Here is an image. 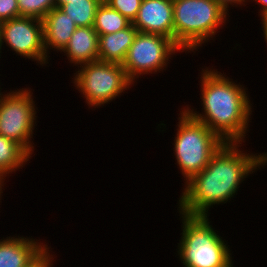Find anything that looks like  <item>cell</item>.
<instances>
[{
  "instance_id": "1",
  "label": "cell",
  "mask_w": 267,
  "mask_h": 267,
  "mask_svg": "<svg viewBox=\"0 0 267 267\" xmlns=\"http://www.w3.org/2000/svg\"><path fill=\"white\" fill-rule=\"evenodd\" d=\"M241 147L240 142H225L208 165L182 185L177 212L209 216L210 208L230 202L245 178L267 165V152L247 153Z\"/></svg>"
},
{
  "instance_id": "2",
  "label": "cell",
  "mask_w": 267,
  "mask_h": 267,
  "mask_svg": "<svg viewBox=\"0 0 267 267\" xmlns=\"http://www.w3.org/2000/svg\"><path fill=\"white\" fill-rule=\"evenodd\" d=\"M198 74L202 112L193 109L191 104L182 108L224 142L245 143L254 109L247 88L213 66L203 67Z\"/></svg>"
},
{
  "instance_id": "3",
  "label": "cell",
  "mask_w": 267,
  "mask_h": 267,
  "mask_svg": "<svg viewBox=\"0 0 267 267\" xmlns=\"http://www.w3.org/2000/svg\"><path fill=\"white\" fill-rule=\"evenodd\" d=\"M178 216L182 232L175 254L183 267H235L228 240L215 230L209 216L180 212Z\"/></svg>"
},
{
  "instance_id": "4",
  "label": "cell",
  "mask_w": 267,
  "mask_h": 267,
  "mask_svg": "<svg viewBox=\"0 0 267 267\" xmlns=\"http://www.w3.org/2000/svg\"><path fill=\"white\" fill-rule=\"evenodd\" d=\"M174 42L185 52L198 51L215 40L229 17L213 0H172Z\"/></svg>"
},
{
  "instance_id": "5",
  "label": "cell",
  "mask_w": 267,
  "mask_h": 267,
  "mask_svg": "<svg viewBox=\"0 0 267 267\" xmlns=\"http://www.w3.org/2000/svg\"><path fill=\"white\" fill-rule=\"evenodd\" d=\"M177 123L172 143L173 156L185 184L208 165L212 156L225 142L204 123L192 118L183 108L180 109Z\"/></svg>"
},
{
  "instance_id": "6",
  "label": "cell",
  "mask_w": 267,
  "mask_h": 267,
  "mask_svg": "<svg viewBox=\"0 0 267 267\" xmlns=\"http://www.w3.org/2000/svg\"><path fill=\"white\" fill-rule=\"evenodd\" d=\"M77 68L73 73L72 83L91 110L110 104L135 86L121 64L98 60Z\"/></svg>"
},
{
  "instance_id": "7",
  "label": "cell",
  "mask_w": 267,
  "mask_h": 267,
  "mask_svg": "<svg viewBox=\"0 0 267 267\" xmlns=\"http://www.w3.org/2000/svg\"><path fill=\"white\" fill-rule=\"evenodd\" d=\"M33 94L30 87L0 93V135L20 144L32 157L38 116Z\"/></svg>"
},
{
  "instance_id": "8",
  "label": "cell",
  "mask_w": 267,
  "mask_h": 267,
  "mask_svg": "<svg viewBox=\"0 0 267 267\" xmlns=\"http://www.w3.org/2000/svg\"><path fill=\"white\" fill-rule=\"evenodd\" d=\"M178 52L184 51L172 39L160 34L138 32L122 66L128 78L136 84L141 75L166 71L171 62L169 59Z\"/></svg>"
},
{
  "instance_id": "9",
  "label": "cell",
  "mask_w": 267,
  "mask_h": 267,
  "mask_svg": "<svg viewBox=\"0 0 267 267\" xmlns=\"http://www.w3.org/2000/svg\"><path fill=\"white\" fill-rule=\"evenodd\" d=\"M4 45L16 56L36 61L42 68L51 60L44 48L43 22L37 18L20 16L3 22L0 58Z\"/></svg>"
},
{
  "instance_id": "10",
  "label": "cell",
  "mask_w": 267,
  "mask_h": 267,
  "mask_svg": "<svg viewBox=\"0 0 267 267\" xmlns=\"http://www.w3.org/2000/svg\"><path fill=\"white\" fill-rule=\"evenodd\" d=\"M172 0H142L133 26L141 33L160 34L174 41Z\"/></svg>"
},
{
  "instance_id": "11",
  "label": "cell",
  "mask_w": 267,
  "mask_h": 267,
  "mask_svg": "<svg viewBox=\"0 0 267 267\" xmlns=\"http://www.w3.org/2000/svg\"><path fill=\"white\" fill-rule=\"evenodd\" d=\"M40 240L19 235L1 238L0 267H28L49 247Z\"/></svg>"
},
{
  "instance_id": "12",
  "label": "cell",
  "mask_w": 267,
  "mask_h": 267,
  "mask_svg": "<svg viewBox=\"0 0 267 267\" xmlns=\"http://www.w3.org/2000/svg\"><path fill=\"white\" fill-rule=\"evenodd\" d=\"M44 48L49 58L51 50L62 53L77 25L59 8H53L43 19Z\"/></svg>"
},
{
  "instance_id": "13",
  "label": "cell",
  "mask_w": 267,
  "mask_h": 267,
  "mask_svg": "<svg viewBox=\"0 0 267 267\" xmlns=\"http://www.w3.org/2000/svg\"><path fill=\"white\" fill-rule=\"evenodd\" d=\"M98 40L99 36L93 26L77 27L62 54L73 67L98 61Z\"/></svg>"
},
{
  "instance_id": "14",
  "label": "cell",
  "mask_w": 267,
  "mask_h": 267,
  "mask_svg": "<svg viewBox=\"0 0 267 267\" xmlns=\"http://www.w3.org/2000/svg\"><path fill=\"white\" fill-rule=\"evenodd\" d=\"M139 31L131 24L129 27L106 35H99L98 55L99 61L123 64L129 47L135 40Z\"/></svg>"
},
{
  "instance_id": "15",
  "label": "cell",
  "mask_w": 267,
  "mask_h": 267,
  "mask_svg": "<svg viewBox=\"0 0 267 267\" xmlns=\"http://www.w3.org/2000/svg\"><path fill=\"white\" fill-rule=\"evenodd\" d=\"M31 157L20 144L0 135V181L5 185L6 177L26 166Z\"/></svg>"
},
{
  "instance_id": "16",
  "label": "cell",
  "mask_w": 267,
  "mask_h": 267,
  "mask_svg": "<svg viewBox=\"0 0 267 267\" xmlns=\"http://www.w3.org/2000/svg\"><path fill=\"white\" fill-rule=\"evenodd\" d=\"M131 24L132 22L127 18L102 1L97 8L93 27L99 36L116 33L129 27Z\"/></svg>"
},
{
  "instance_id": "17",
  "label": "cell",
  "mask_w": 267,
  "mask_h": 267,
  "mask_svg": "<svg viewBox=\"0 0 267 267\" xmlns=\"http://www.w3.org/2000/svg\"><path fill=\"white\" fill-rule=\"evenodd\" d=\"M102 0H69L59 9L68 15L77 27H90L94 25L97 8Z\"/></svg>"
},
{
  "instance_id": "18",
  "label": "cell",
  "mask_w": 267,
  "mask_h": 267,
  "mask_svg": "<svg viewBox=\"0 0 267 267\" xmlns=\"http://www.w3.org/2000/svg\"><path fill=\"white\" fill-rule=\"evenodd\" d=\"M19 17H33L42 20L53 8L55 0H17Z\"/></svg>"
},
{
  "instance_id": "19",
  "label": "cell",
  "mask_w": 267,
  "mask_h": 267,
  "mask_svg": "<svg viewBox=\"0 0 267 267\" xmlns=\"http://www.w3.org/2000/svg\"><path fill=\"white\" fill-rule=\"evenodd\" d=\"M104 2L133 23L142 0H104Z\"/></svg>"
},
{
  "instance_id": "20",
  "label": "cell",
  "mask_w": 267,
  "mask_h": 267,
  "mask_svg": "<svg viewBox=\"0 0 267 267\" xmlns=\"http://www.w3.org/2000/svg\"><path fill=\"white\" fill-rule=\"evenodd\" d=\"M19 17L17 0H0V20L2 22Z\"/></svg>"
},
{
  "instance_id": "21",
  "label": "cell",
  "mask_w": 267,
  "mask_h": 267,
  "mask_svg": "<svg viewBox=\"0 0 267 267\" xmlns=\"http://www.w3.org/2000/svg\"><path fill=\"white\" fill-rule=\"evenodd\" d=\"M51 247H48L32 264L28 267H54V260L57 257L52 252Z\"/></svg>"
},
{
  "instance_id": "22",
  "label": "cell",
  "mask_w": 267,
  "mask_h": 267,
  "mask_svg": "<svg viewBox=\"0 0 267 267\" xmlns=\"http://www.w3.org/2000/svg\"><path fill=\"white\" fill-rule=\"evenodd\" d=\"M215 1L223 10L224 12L229 16V10L231 7H238L241 6H246L248 4L247 2L250 3L249 0H213Z\"/></svg>"
},
{
  "instance_id": "23",
  "label": "cell",
  "mask_w": 267,
  "mask_h": 267,
  "mask_svg": "<svg viewBox=\"0 0 267 267\" xmlns=\"http://www.w3.org/2000/svg\"><path fill=\"white\" fill-rule=\"evenodd\" d=\"M251 3L254 1L255 5L258 4L260 6V9L258 11V16H261L262 14L267 13V0H249Z\"/></svg>"
},
{
  "instance_id": "24",
  "label": "cell",
  "mask_w": 267,
  "mask_h": 267,
  "mask_svg": "<svg viewBox=\"0 0 267 267\" xmlns=\"http://www.w3.org/2000/svg\"><path fill=\"white\" fill-rule=\"evenodd\" d=\"M260 20L262 21V22H260L262 25V31H263V37L265 38L264 39V41L266 42V45H267V13H265V14H262L261 16H260Z\"/></svg>"
},
{
  "instance_id": "25",
  "label": "cell",
  "mask_w": 267,
  "mask_h": 267,
  "mask_svg": "<svg viewBox=\"0 0 267 267\" xmlns=\"http://www.w3.org/2000/svg\"><path fill=\"white\" fill-rule=\"evenodd\" d=\"M69 3V0H55V7L60 8L62 5Z\"/></svg>"
},
{
  "instance_id": "26",
  "label": "cell",
  "mask_w": 267,
  "mask_h": 267,
  "mask_svg": "<svg viewBox=\"0 0 267 267\" xmlns=\"http://www.w3.org/2000/svg\"><path fill=\"white\" fill-rule=\"evenodd\" d=\"M4 186H6V185H4L1 181H0V203H2V201L1 200H3L2 199V196H3V189H4ZM1 205V204H0Z\"/></svg>"
},
{
  "instance_id": "27",
  "label": "cell",
  "mask_w": 267,
  "mask_h": 267,
  "mask_svg": "<svg viewBox=\"0 0 267 267\" xmlns=\"http://www.w3.org/2000/svg\"><path fill=\"white\" fill-rule=\"evenodd\" d=\"M2 24L3 22L0 20V43H1V38H2Z\"/></svg>"
}]
</instances>
